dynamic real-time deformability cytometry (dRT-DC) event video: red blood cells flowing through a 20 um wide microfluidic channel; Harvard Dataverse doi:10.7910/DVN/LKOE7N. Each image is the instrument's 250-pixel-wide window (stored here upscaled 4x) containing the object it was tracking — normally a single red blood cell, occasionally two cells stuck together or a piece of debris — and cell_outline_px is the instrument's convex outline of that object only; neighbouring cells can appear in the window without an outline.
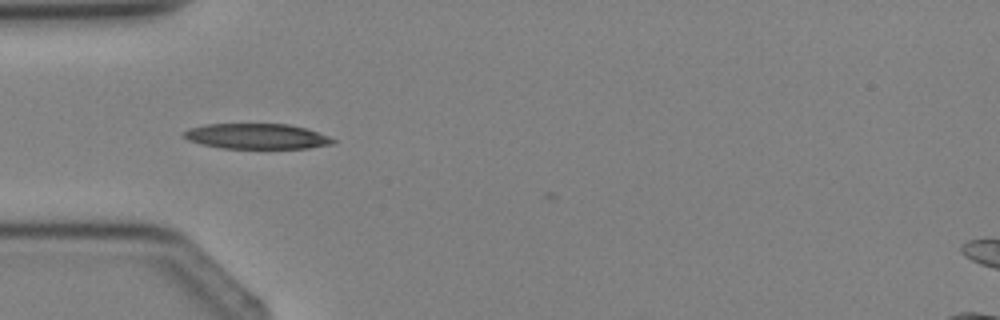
{"species": "Egyptian fruit bat (a non-hibernating species)", "species_latin": "Rousettus aegyptiacus", "temperature_condition": "cold", "stored_images_in_passage": 3, "camera_frame_rate_fps": 3000, "um_per_image_px": 0.085, "animal": {"sex": "female"}, "frame": {"image": 1, "passage_image": 3, "time_ms": 2.333, "image_size_px": [1000, 320], "cell_outline_px": [[336, 144], [308, 148], [224, 148], [200, 144], [188, 140], [180, 136], [180, 132], [188, 128], [204, 124], [288, 124], [304, 128], [328, 136], [336, 140]], "centroid_in_image_um": [21.75, 11.58], "position_along_channel_um": 63.2, "area_um2": 22.2}}